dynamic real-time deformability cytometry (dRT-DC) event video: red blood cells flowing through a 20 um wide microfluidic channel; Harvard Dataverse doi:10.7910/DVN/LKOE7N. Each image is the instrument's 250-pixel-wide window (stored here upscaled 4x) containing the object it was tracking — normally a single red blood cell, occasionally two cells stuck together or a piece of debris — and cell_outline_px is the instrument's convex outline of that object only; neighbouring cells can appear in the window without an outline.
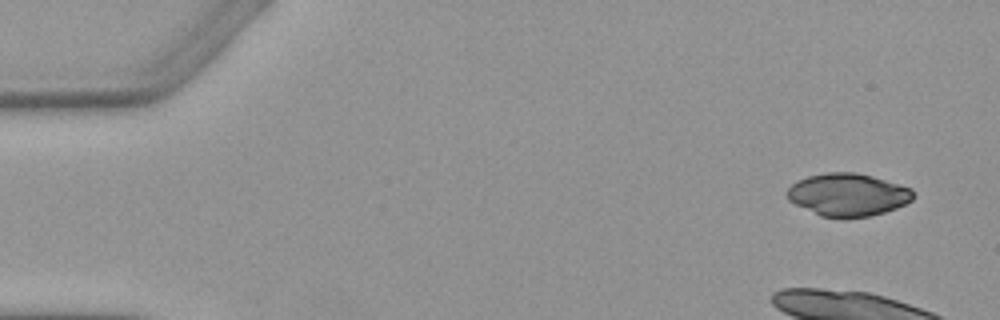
{"species": "Egyptian fruit bat (a non-hibernating species)", "species_latin": "Rousettus aegyptiacus", "temperature_condition": "warm", "stored_images_in_passage": 4, "camera_frame_rate_fps": 3000, "um_per_image_px": 0.085, "animal": {"sex": "female"}, "frame": {"image": 1, "passage_image": 1, "time_ms": 0.0, "image_size_px": [1000, 320], "cell_outline_px": [[912, 200], [896, 208], [884, 212], [868, 216], [844, 220], [820, 216], [788, 200], [784, 192], [796, 180], [808, 176], [828, 172], [856, 172], [872, 176], [912, 188]], "centroid_in_image_um": [72.02, 16.56], "position_along_channel_um": 13.0, "area_um2": 31.67}}